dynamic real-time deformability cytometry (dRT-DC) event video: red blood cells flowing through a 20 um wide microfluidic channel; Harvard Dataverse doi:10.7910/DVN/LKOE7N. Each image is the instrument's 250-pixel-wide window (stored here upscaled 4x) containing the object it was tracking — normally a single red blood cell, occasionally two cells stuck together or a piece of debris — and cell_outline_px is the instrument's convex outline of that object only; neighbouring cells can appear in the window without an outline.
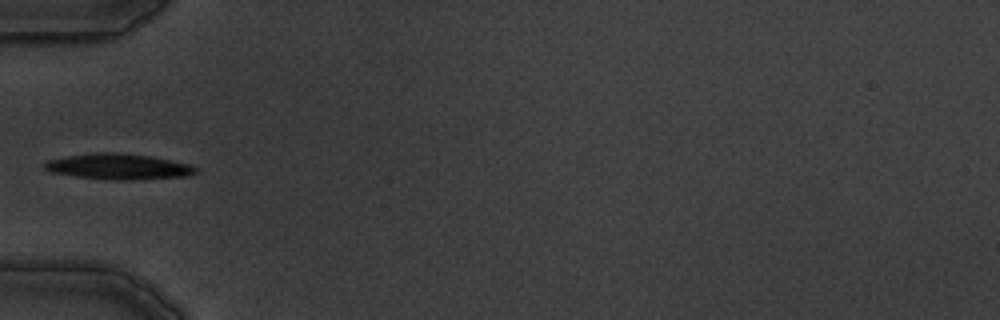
{"species": "common noctule bat (a hibernating species)", "species_latin": "Nyctalus noctula", "temperature_condition": "warm", "stored_images_in_passage": 6, "camera_frame_rate_fps": 3000, "um_per_image_px": 0.085, "animal": {"sex": "male", "body_mass_g": 19.5, "forearm_length_mm": 54.6}, "frame": {"image": 1, "passage_image": 6, "time_ms": 5.667, "image_size_px": [1000, 320], "cell_outline_px": [[200, 168], [196, 172], [188, 176], [132, 180], [112, 180], [76, 176], [52, 172], [44, 168], [44, 164], [48, 160], [68, 156], [100, 152], [116, 152], [148, 156], [188, 164]], "centroid_in_image_um": [10.09, 14.17], "position_along_channel_um": 74.9, "area_um2": 22.37}}